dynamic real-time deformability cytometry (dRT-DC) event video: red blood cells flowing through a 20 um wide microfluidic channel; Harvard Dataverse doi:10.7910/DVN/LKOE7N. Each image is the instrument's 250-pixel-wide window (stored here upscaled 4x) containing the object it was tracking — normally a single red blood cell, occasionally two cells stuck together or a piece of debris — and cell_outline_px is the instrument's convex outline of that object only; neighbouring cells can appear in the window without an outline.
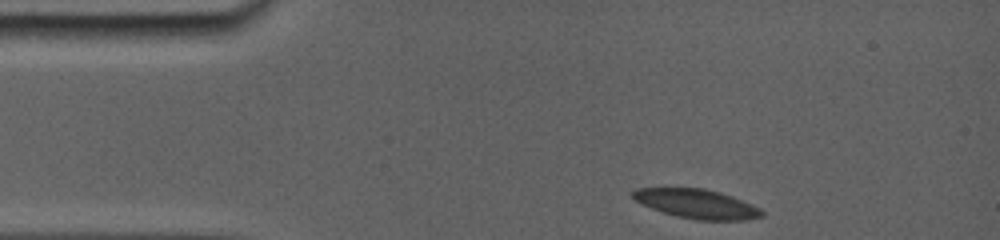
{"species": "common noctule bat (a hibernating species)", "species_latin": "Nyctalus noctula", "temperature_condition": "room temperature", "stored_images_in_passage": 38, "camera_frame_rate_fps": 5000, "um_per_image_px": 0.085, "animal": {"sex": "female", "body_mass_g": 19.0, "forearm_length_mm": 56.7}, "frame": {"image": 1, "passage_image": 1, "time_ms": 0.0, "image_size_px": [1000, 240], "cell_outline_px": [[764, 216], [744, 220], [696, 220], [676, 216], [640, 204], [628, 192], [636, 188], [704, 188], [720, 192], [732, 196], [752, 204], [760, 208], [764, 212]], "centroid_in_image_um": [59.22, 17.32], "position_along_channel_um": 25.8, "area_um2": 22.08}}
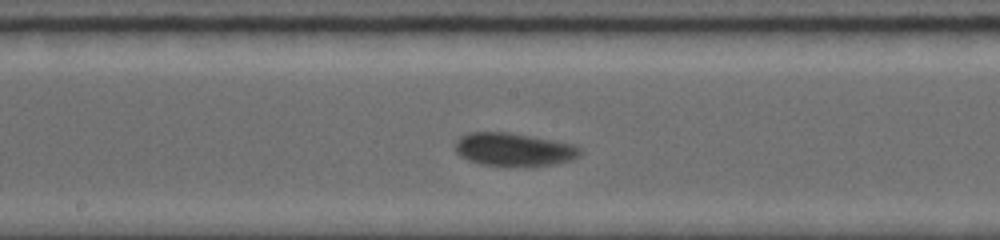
{"frame": {"image": 2, "passage_image": 22, "time_ms": 6.2, "image_size_px": [1000, 240], "cell_outline_px": [[580, 156], [572, 160], [552, 164], [480, 164], [468, 160], [460, 156], [456, 152], [456, 140], [460, 136], [472, 132], [508, 132], [568, 144], [580, 148]], "centroid_in_image_um": [43.6, 12.68], "position_along_channel_um": 204.6, "area_um2": 23.06}}
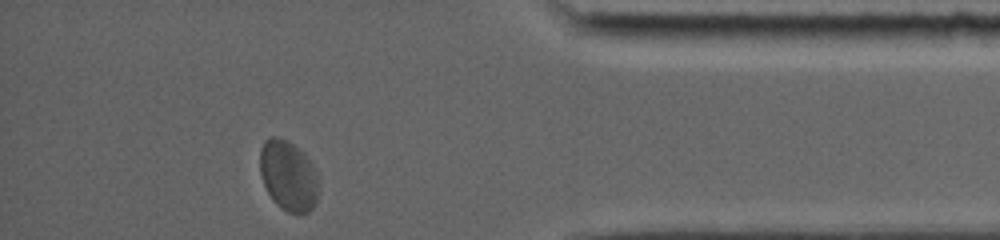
{"frame": {"image": 3, "passage_image": 38, "time_ms": 12.2, "image_size_px": [1000, 240], "cell_outline_px": [[316, 204], [308, 212], [288, 212], [280, 208], [272, 200], [264, 184], [260, 172], [260, 148], [264, 140], [268, 136], [276, 136], [288, 140], [312, 164], [316, 172]], "centroid_in_image_um": [24.45, 14.92], "position_along_channel_um": 410.7, "area_um2": 23.64}, "authors_computed_cell_mechanics": {"area_um2": 22.7732, "velocity_mm_per_s": 3.7341, "shape_relaxation_time_tau1_ms": 5.173, "shape_relaxation_time_tau2_ms": null, "deformation_change_tau1": 0.128, "deformation_change_tau2": null}}